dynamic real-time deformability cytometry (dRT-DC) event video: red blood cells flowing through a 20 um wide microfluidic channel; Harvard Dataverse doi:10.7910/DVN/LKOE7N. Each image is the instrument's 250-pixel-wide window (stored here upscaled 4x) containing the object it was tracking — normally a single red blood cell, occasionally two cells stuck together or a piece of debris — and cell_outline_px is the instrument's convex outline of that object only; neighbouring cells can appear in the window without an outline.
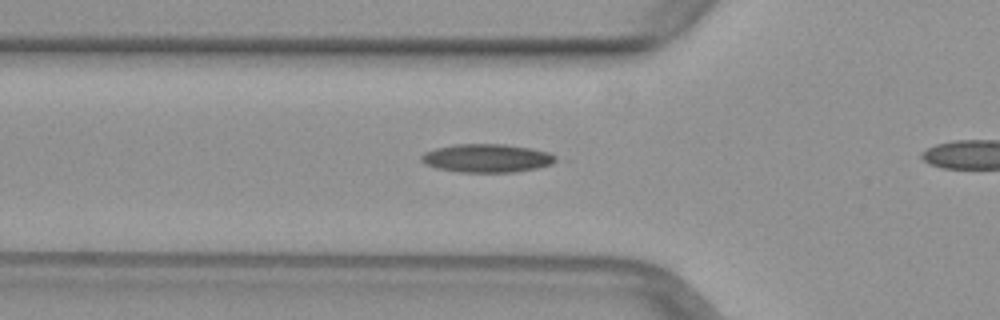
{"species": "common noctule bat (a hibernating species)", "species_latin": "Nyctalus noctula", "temperature_condition": "warm", "stored_images_in_passage": 4, "camera_frame_rate_fps": 3000, "um_per_image_px": 0.085, "animal": {"sex": "female", "body_mass_g": 29.2, "forearm_length_mm": 56.3}, "frame": {"image": 1, "passage_image": 2, "time_ms": 0.333, "image_size_px": [1000, 320], "cell_outline_px": [[556, 160], [552, 164], [536, 168], [512, 172], [460, 172], [436, 168], [424, 164], [420, 160], [420, 156], [424, 152], [436, 148], [456, 144], [504, 144], [532, 148], [548, 152], [556, 156]], "centroid_in_image_um": [41.36, 13.44], "position_along_channel_um": 84.4, "area_um2": 22.25}}